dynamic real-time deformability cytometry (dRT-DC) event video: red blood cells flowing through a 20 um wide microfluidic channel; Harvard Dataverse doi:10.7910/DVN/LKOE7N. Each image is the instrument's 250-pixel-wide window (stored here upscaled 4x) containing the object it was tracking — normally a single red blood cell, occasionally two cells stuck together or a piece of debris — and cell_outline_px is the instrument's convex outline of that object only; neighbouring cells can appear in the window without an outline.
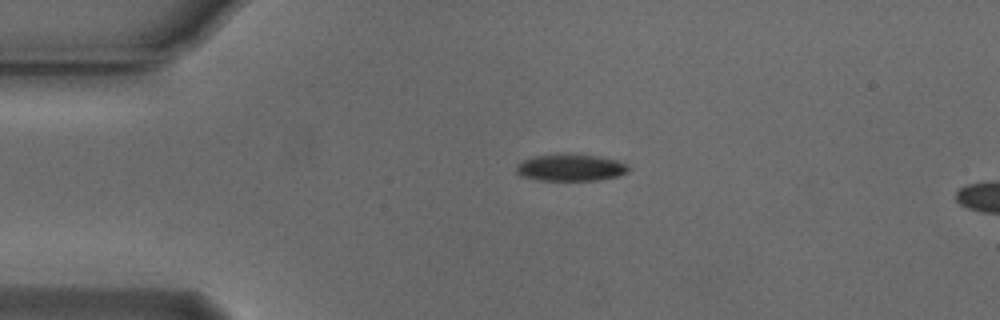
{"species": "Egyptian fruit bat (a non-hibernating species)", "species_latin": "Rousettus aegyptiacus", "temperature_condition": "cold", "stored_images_in_passage": 5, "camera_frame_rate_fps": 3000, "um_per_image_px": 0.085, "animal": {"sex": "male"}, "frame": {"image": 1, "passage_image": 1, "time_ms": 0.0, "image_size_px": [1000, 320], "cell_outline_px": [[632, 168], [628, 172], [620, 176], [596, 180], [540, 180], [520, 176], [516, 172], [516, 164], [532, 156], [556, 152], [600, 156], [616, 160], [628, 164]], "centroid_in_image_um": [48.51, 14.22], "position_along_channel_um": 36.5, "area_um2": 18.15}}